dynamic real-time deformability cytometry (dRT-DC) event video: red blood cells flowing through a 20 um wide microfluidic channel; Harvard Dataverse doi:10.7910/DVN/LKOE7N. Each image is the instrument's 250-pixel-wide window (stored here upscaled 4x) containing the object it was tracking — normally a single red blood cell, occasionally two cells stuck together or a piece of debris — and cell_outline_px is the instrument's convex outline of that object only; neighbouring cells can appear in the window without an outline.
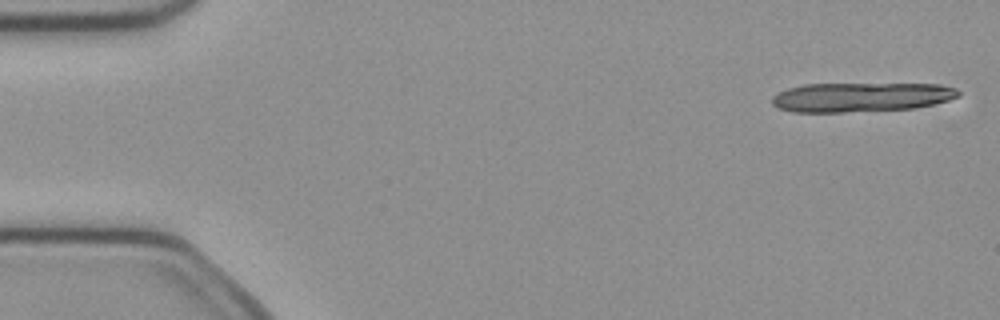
{"species": "common noctule bat (a hibernating species)", "species_latin": "Nyctalus noctula", "temperature_condition": "cold", "stored_images_in_passage": 16, "camera_frame_rate_fps": 3000, "um_per_image_px": 0.085, "animal": {"sex": "female", "body_mass_g": 21.9}, "frame": {"image": 1, "passage_image": 1, "time_ms": 0.0, "image_size_px": [1000, 320], "cell_outline_px": [[960, 96], [948, 100], [916, 108], [844, 112], [792, 112], [780, 108], [772, 104], [772, 96], [788, 88], [804, 84], [940, 84], [956, 88], [960, 92]], "centroid_in_image_um": [73.2, 8.25], "position_along_channel_um": 11.8, "area_um2": 31.85}}